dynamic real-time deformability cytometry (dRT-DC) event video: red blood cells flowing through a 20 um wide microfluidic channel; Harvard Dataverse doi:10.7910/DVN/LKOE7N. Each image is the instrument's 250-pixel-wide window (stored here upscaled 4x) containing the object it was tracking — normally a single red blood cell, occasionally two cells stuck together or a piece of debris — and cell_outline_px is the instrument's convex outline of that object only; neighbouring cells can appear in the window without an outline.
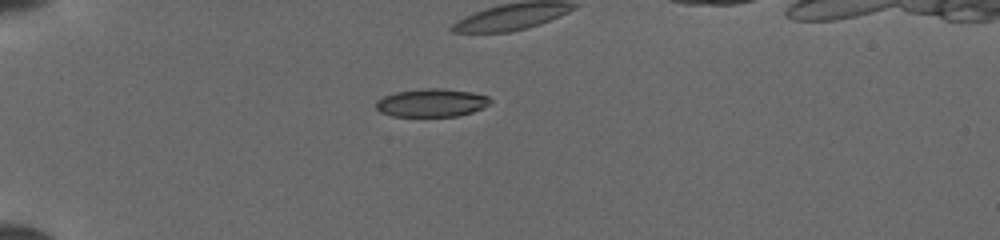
{"species": "common noctule bat (a hibernating species)", "species_latin": "Nyctalus noctula", "temperature_condition": "cold", "stored_images_in_passage": 28, "camera_frame_rate_fps": 3000, "um_per_image_px": 0.085, "animal": {"sex": "female", "body_mass_g": 19.5, "forearm_length_mm": 54.1}, "frame": {"image": 1, "passage_image": 1, "time_ms": 0.0, "image_size_px": [1000, 240], "cell_outline_px": [[492, 100], [488, 104], [472, 112], [456, 116], [392, 116], [380, 112], [376, 108], [376, 100], [384, 96], [396, 92], [424, 88], [444, 88], [472, 92], [488, 96]], "centroid_in_image_um": [36.66, 8.73], "position_along_channel_um": 48.3, "area_um2": 18.67}}
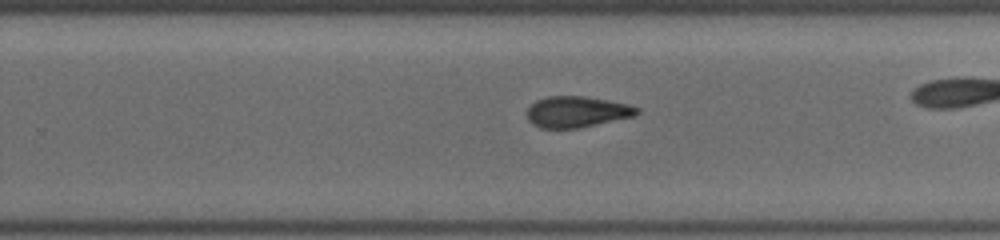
{"frame": {"image": 2, "passage_image": 20, "time_ms": 6.333, "image_size_px": [1000, 240], "cell_outline_px": [[640, 112], [636, 116], [576, 128], [540, 128], [532, 124], [528, 120], [528, 108], [536, 100], [548, 96], [584, 96], [608, 100], [628, 104], [640, 108]], "centroid_in_image_um": [49.05, 9.5], "position_along_channel_um": 280.7, "area_um2": 19.88}}